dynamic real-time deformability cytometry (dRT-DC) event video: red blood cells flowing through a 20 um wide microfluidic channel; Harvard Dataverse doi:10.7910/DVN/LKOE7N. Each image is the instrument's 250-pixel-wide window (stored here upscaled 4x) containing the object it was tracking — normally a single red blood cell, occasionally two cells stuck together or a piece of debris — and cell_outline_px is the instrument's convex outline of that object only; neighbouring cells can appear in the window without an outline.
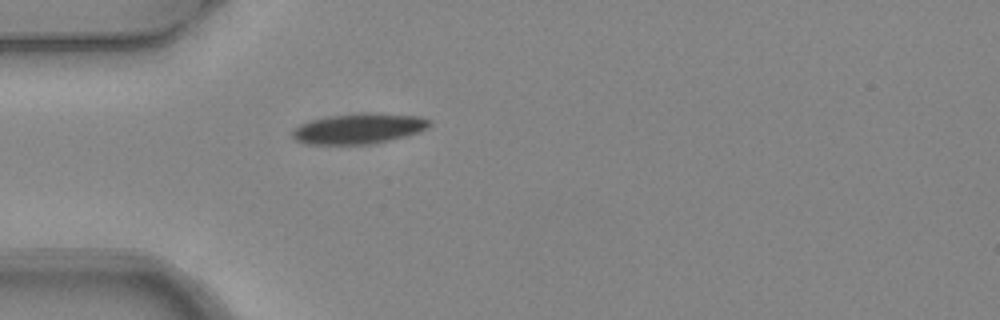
{"species": "common noctule bat (a hibernating species)", "species_latin": "Nyctalus noctula", "temperature_condition": "warm", "stored_images_in_passage": 1, "camera_frame_rate_fps": 3000, "um_per_image_px": 0.085, "animal": {"sex": "female", "body_mass_g": 24.6, "forearm_length_mm": 56.2}, "frame": {"image": 1, "passage_image": 1, "time_ms": 0.0, "image_size_px": [1000, 320], "cell_outline_px": [[432, 124], [428, 128], [420, 132], [408, 136], [368, 144], [308, 144], [296, 140], [292, 136], [292, 128], [300, 124], [312, 120], [332, 116], [368, 112], [420, 116], [432, 120]], "centroid_in_image_um": [30.55, 10.92], "position_along_channel_um": 54.5, "area_um2": 24.33}}